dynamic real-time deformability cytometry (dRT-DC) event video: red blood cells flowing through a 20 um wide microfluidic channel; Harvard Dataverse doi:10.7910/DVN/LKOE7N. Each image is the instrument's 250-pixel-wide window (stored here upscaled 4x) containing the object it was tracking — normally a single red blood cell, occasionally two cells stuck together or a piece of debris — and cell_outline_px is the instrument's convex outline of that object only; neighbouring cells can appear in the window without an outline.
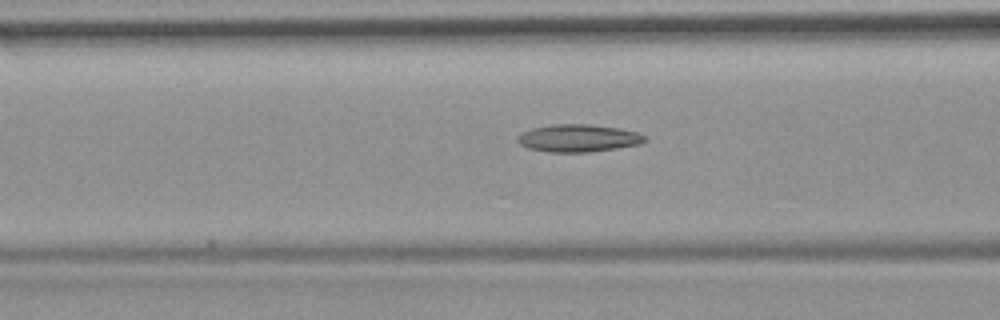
{"species": "common noctule bat (a hibernating species)", "species_latin": "Nyctalus noctula", "temperature_condition": "room temperature", "stored_images_in_passage": 15, "camera_frame_rate_fps": 3000, "um_per_image_px": 0.085, "animal": {"sex": "female", "body_mass_g": 19.9}, "frame": {"image": 1, "passage_image": 12, "time_ms": 3.667, "image_size_px": [1000, 320], "cell_outline_px": [[644, 140], [640, 144], [616, 148], [588, 152], [548, 152], [528, 148], [520, 144], [516, 140], [516, 136], [520, 132], [532, 128], [552, 124], [588, 124], [620, 128], [636, 132], [644, 136]], "centroid_in_image_um": [49.08, 11.74], "position_along_channel_um": 117.5, "area_um2": 20.4}}